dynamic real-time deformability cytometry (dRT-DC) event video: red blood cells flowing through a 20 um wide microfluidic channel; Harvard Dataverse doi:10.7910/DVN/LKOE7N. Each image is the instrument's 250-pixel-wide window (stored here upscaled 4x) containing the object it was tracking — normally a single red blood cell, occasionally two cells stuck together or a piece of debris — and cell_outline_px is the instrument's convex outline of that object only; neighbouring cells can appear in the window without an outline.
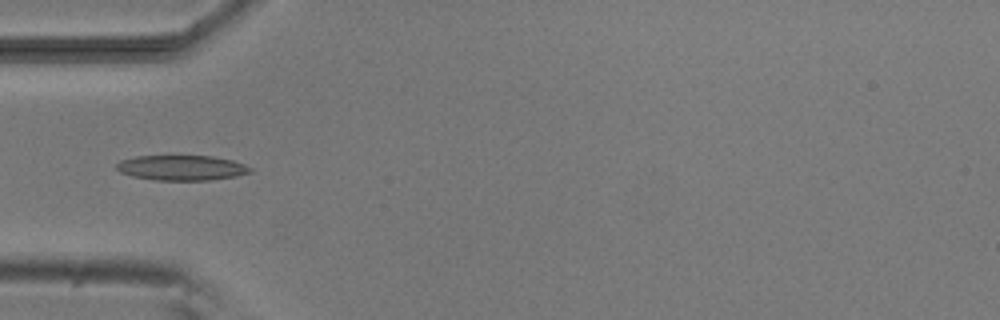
{"species": "common noctule bat (a hibernating species)", "species_latin": "Nyctalus noctula", "temperature_condition": "room temperature", "stored_images_in_passage": 8, "camera_frame_rate_fps": 3000, "um_per_image_px": 0.085, "animal": {"sex": "male", "body_mass_g": 20.5, "forearm_length_mm": 52.5}, "frame": {"image": 1, "passage_image": 4, "time_ms": 3.667, "image_size_px": [1000, 320], "cell_outline_px": [[252, 172], [236, 176], [208, 180], [152, 180], [132, 176], [120, 172], [116, 168], [116, 164], [120, 160], [136, 156], [212, 156], [232, 160], [244, 164], [252, 168]], "centroid_in_image_um": [15.43, 14.26], "position_along_channel_um": 69.6, "area_um2": 19.59}}
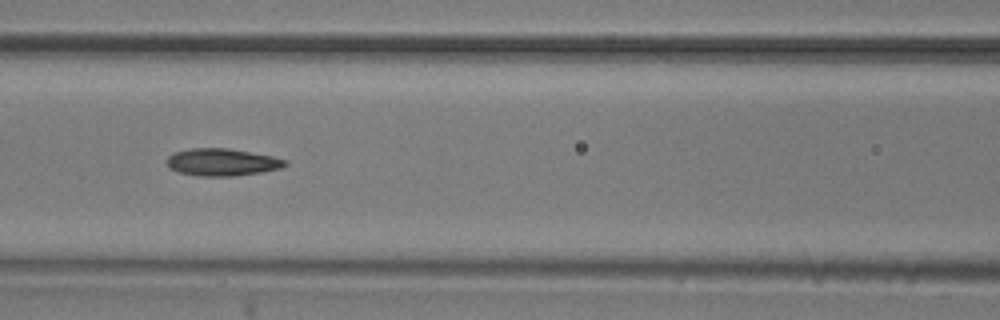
{"frame": {"image": 2, "passage_image": 6, "time_ms": 5.667, "image_size_px": [1000, 320], "cell_outline_px": [[288, 164], [280, 168], [260, 172], [232, 176], [200, 176], [180, 172], [168, 168], [168, 156], [172, 152], [188, 148], [228, 148], [272, 156], [288, 160]], "centroid_in_image_um": [18.86, 13.77], "position_along_channel_um": 147.7, "area_um2": 18.79}}
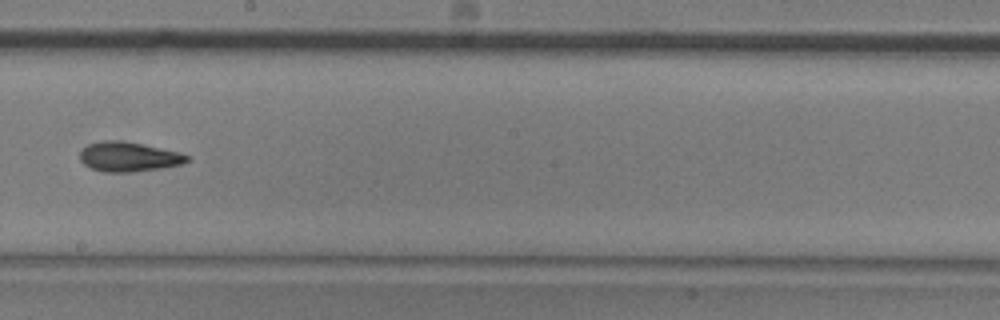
{"frame": {"image": 3, "passage_image": 8, "time_ms": 8.0, "image_size_px": [1000, 320], "cell_outline_px": [[188, 160], [180, 164], [160, 168], [132, 172], [104, 172], [92, 168], [84, 164], [80, 160], [80, 152], [88, 144], [104, 140], [120, 140], [180, 152], [188, 156]], "centroid_in_image_um": [10.9, 13.32], "position_along_channel_um": 237.3, "area_um2": 18.21}}